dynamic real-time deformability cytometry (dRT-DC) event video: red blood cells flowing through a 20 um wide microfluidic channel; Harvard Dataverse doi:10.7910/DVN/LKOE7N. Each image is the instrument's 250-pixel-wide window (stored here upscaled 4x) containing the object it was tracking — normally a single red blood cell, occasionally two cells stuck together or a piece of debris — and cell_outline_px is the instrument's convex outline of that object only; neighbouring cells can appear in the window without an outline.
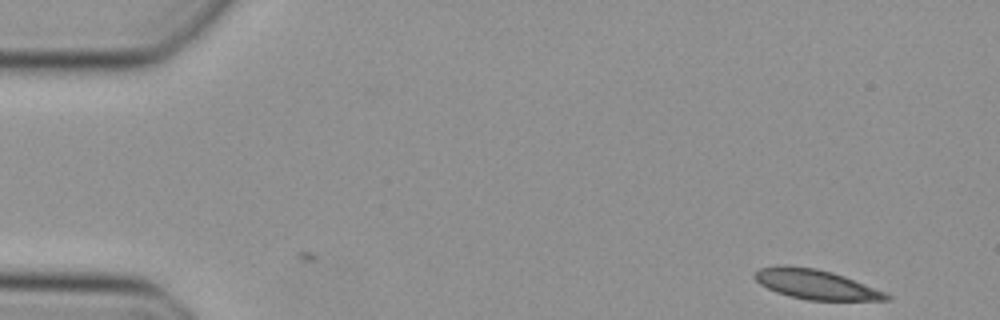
{"species": "Egyptian fruit bat (a non-hibernating species)", "species_latin": "Rousettus aegyptiacus", "temperature_condition": "cold", "stored_images_in_passage": 39, "camera_frame_rate_fps": 3000, "um_per_image_px": 0.085, "animal": {"sex": "female"}, "frame": {"image": 1, "passage_image": 1, "time_ms": 0.0, "image_size_px": [1000, 320], "cell_outline_px": [[892, 300], [808, 300], [788, 296], [776, 292], [760, 284], [752, 276], [760, 268], [816, 268], [832, 272], [844, 276], [884, 292], [892, 296]], "centroid_in_image_um": [69.4, 24.22], "position_along_channel_um": 15.6, "area_um2": 21.91}}
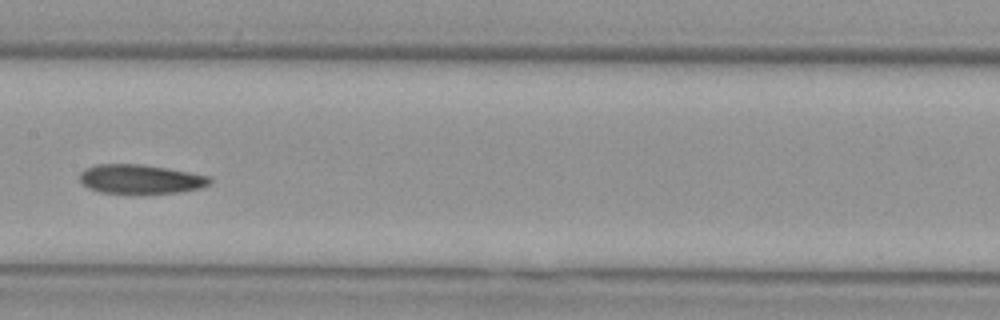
{"frame": {"image": 2, "passage_image": 22, "time_ms": 7.0, "image_size_px": [1000, 320], "cell_outline_px": [[212, 180], [208, 184], [200, 188], [180, 192], [100, 192], [88, 188], [80, 180], [80, 172], [84, 168], [96, 164], [136, 164], [168, 168], [212, 176]], "centroid_in_image_um": [11.94, 15.2], "position_along_channel_um": 195.5, "area_um2": 21.79}}
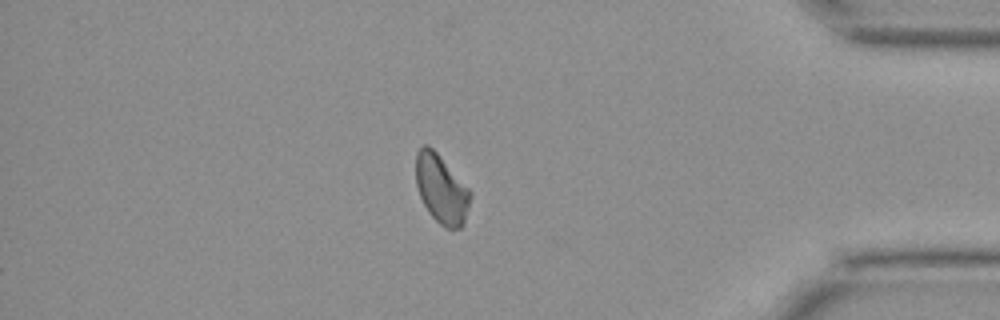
{"frame": {"image": 3, "passage_image": 39, "time_ms": 12.667, "image_size_px": [1000, 320], "cell_outline_px": [[472, 196], [464, 224], [460, 228], [444, 228], [428, 212], [420, 196], [416, 184], [416, 152], [424, 144], [428, 144], [436, 152], [472, 192]], "centroid_in_image_um": [37.52, 16.08], "position_along_channel_um": 397.7, "area_um2": 21.73}}